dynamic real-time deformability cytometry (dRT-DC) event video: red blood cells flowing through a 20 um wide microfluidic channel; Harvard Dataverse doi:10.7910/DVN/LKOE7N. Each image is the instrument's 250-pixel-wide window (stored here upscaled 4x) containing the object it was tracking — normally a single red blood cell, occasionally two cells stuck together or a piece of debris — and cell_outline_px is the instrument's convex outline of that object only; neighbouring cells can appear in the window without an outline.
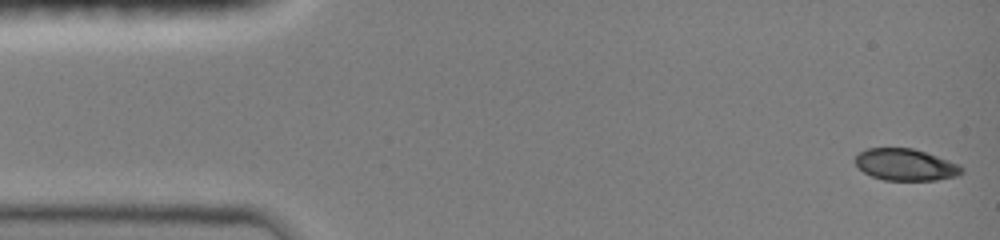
{"species": "common noctule bat (a hibernating species)", "species_latin": "Nyctalus noctula", "temperature_condition": "room temperature", "stored_images_in_passage": 47, "camera_frame_rate_fps": 3000, "um_per_image_px": 0.085, "animal": {"sex": "female", "body_mass_g": 19.0, "forearm_length_mm": 51.5}, "frame": {"image": 1, "passage_image": 1, "time_ms": 0.0, "image_size_px": [1000, 240], "cell_outline_px": [[964, 172], [956, 176], [936, 180], [884, 180], [872, 176], [864, 172], [852, 160], [860, 152], [868, 148], [912, 148], [960, 164], [964, 168]], "centroid_in_image_um": [76.98, 14.0], "position_along_channel_um": 8.0, "area_um2": 19.65}}
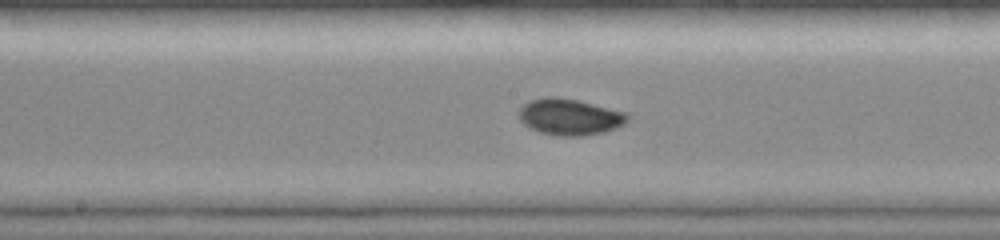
{"frame": {"image": 2, "passage_image": 24, "time_ms": 7.667, "image_size_px": [1000, 240], "cell_outline_px": [[632, 116], [624, 124], [616, 128], [604, 132], [580, 136], [560, 136], [540, 132], [528, 128], [520, 120], [520, 108], [528, 100], [544, 96], [556, 96], [576, 100], [628, 112]], "centroid_in_image_um": [48.44, 9.93], "position_along_channel_um": 199.8, "area_um2": 23.24}}
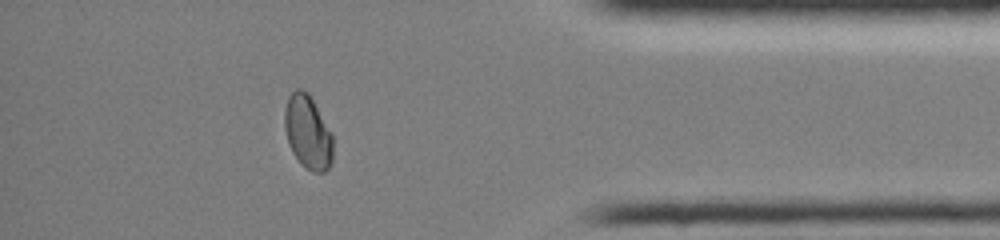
{"frame": {"image": 3, "passage_image": 41, "time_ms": 13.333, "image_size_px": [1000, 240], "cell_outline_px": [[332, 164], [324, 172], [312, 172], [304, 168], [300, 164], [292, 152], [288, 144], [284, 128], [284, 112], [288, 96], [296, 88], [300, 88], [308, 92], [332, 132]], "centroid_in_image_um": [26.15, 11.25], "position_along_channel_um": 409.0, "area_um2": 21.1}, "authors_computed_cell_mechanics": {"area_um2": 21.1548, "velocity_mm_per_s": 4.0342, "shape_relaxation_time_tau1_ms": 8.0305, "shape_relaxation_time_tau2_ms": null, "deformation_change_tau1": 0.1807, "deformation_change_tau2": null}}